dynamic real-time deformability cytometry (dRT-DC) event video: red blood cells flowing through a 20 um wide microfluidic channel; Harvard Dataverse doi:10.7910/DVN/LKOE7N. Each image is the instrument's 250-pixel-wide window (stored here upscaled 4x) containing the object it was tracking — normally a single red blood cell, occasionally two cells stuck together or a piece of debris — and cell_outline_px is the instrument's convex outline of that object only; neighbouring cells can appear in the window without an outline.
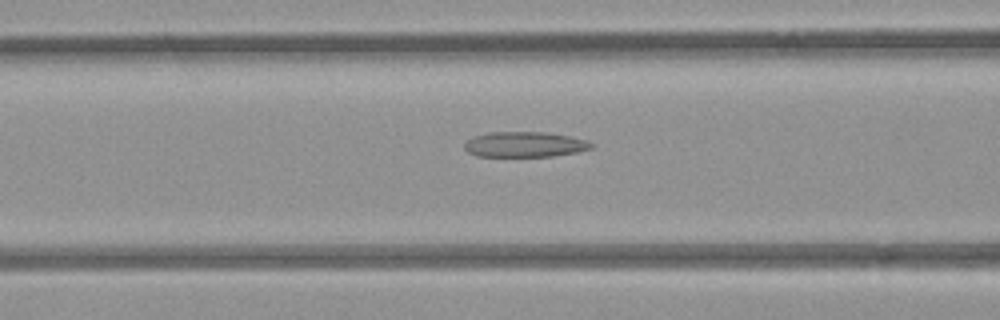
{"species": "common noctule bat (a hibernating species)", "species_latin": "Nyctalus noctula", "temperature_condition": "room temperature", "stored_images_in_passage": 31, "camera_frame_rate_fps": 3000, "um_per_image_px": 0.085, "animal": {"sex": "female", "body_mass_g": 21.9}, "frame": {"image": 1, "passage_image": 13, "time_ms": 4.0, "image_size_px": [1000, 320], "cell_outline_px": [[596, 148], [576, 152], [552, 156], [476, 156], [468, 152], [464, 148], [464, 144], [472, 136], [488, 132], [544, 132], [568, 136], [588, 140], [596, 144]], "centroid_in_image_um": [44.63, 12.27], "position_along_channel_um": 122.0, "area_um2": 18.9}}
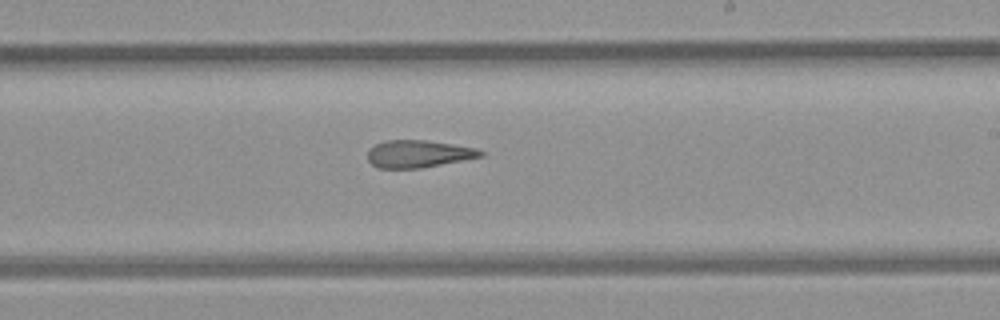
{"frame": {"image": 2, "passage_image": 23, "time_ms": 7.333, "image_size_px": [1000, 320], "cell_outline_px": [[484, 156], [420, 168], [380, 168], [372, 164], [368, 160], [368, 148], [384, 140], [424, 140], [452, 144], [476, 148], [484, 152]], "centroid_in_image_um": [35.54, 13.07], "position_along_channel_um": 253.5, "area_um2": 17.92}}
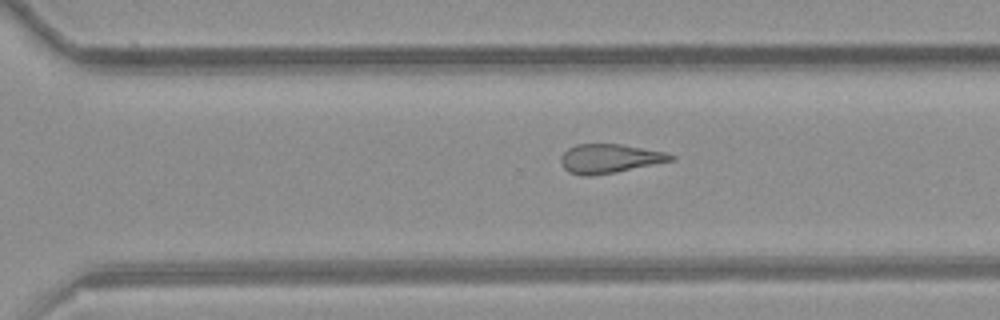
{"frame": {"image": 3, "passage_image": 28, "time_ms": 9.0, "image_size_px": [1000, 320], "cell_outline_px": [[676, 160], [616, 172], [592, 176], [584, 176], [568, 172], [560, 164], [560, 156], [568, 148], [576, 144], [620, 144], [664, 152], [676, 156]], "centroid_in_image_um": [51.79, 13.48], "position_along_channel_um": 318.8, "area_um2": 18.73}}